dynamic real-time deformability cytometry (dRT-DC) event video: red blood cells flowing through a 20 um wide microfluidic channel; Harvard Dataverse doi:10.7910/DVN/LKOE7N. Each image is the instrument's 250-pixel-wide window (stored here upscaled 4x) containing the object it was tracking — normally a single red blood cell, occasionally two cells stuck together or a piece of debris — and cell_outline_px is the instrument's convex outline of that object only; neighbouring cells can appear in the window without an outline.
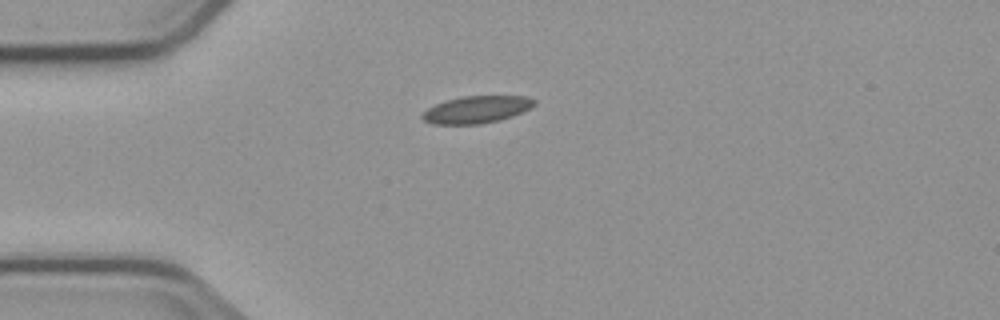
{"species": "common noctule bat (a hibernating species)", "species_latin": "Nyctalus noctula", "temperature_condition": "cold", "stored_images_in_passage": 6, "camera_frame_rate_fps": 3000, "um_per_image_px": 0.085, "animal": {"sex": "male", "body_mass_g": 23.1, "forearm_length_mm": 52.7}, "frame": {"image": 1, "passage_image": 6, "time_ms": 5.667, "image_size_px": [1000, 320], "cell_outline_px": [[536, 104], [532, 108], [512, 116], [500, 120], [480, 124], [432, 124], [424, 120], [420, 116], [428, 108], [436, 104], [460, 96], [528, 96], [536, 100]], "centroid_in_image_um": [40.55, 9.31], "position_along_channel_um": 44.5, "area_um2": 17.8}}